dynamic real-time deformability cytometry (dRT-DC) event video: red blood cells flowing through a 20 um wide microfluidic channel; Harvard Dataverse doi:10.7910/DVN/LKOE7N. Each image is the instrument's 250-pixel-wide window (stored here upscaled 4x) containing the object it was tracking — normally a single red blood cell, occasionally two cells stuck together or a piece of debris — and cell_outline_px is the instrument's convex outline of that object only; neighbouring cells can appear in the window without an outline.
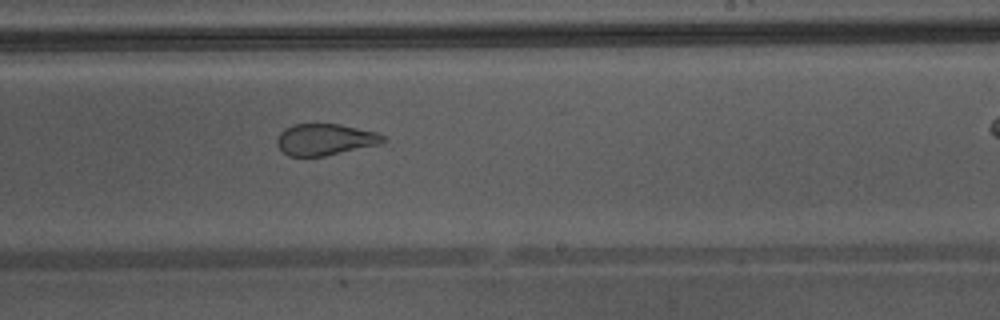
{"species": "Egyptian fruit bat (a non-hibernating species)", "species_latin": "Rousettus aegyptiacus", "temperature_condition": "warm", "stored_images_in_passage": 44, "camera_frame_rate_fps": 3000, "um_per_image_px": 0.085, "animal": {"sex": "male"}, "frame": {"image": 1, "passage_image": 32, "time_ms": 10.333, "image_size_px": [1000, 320], "cell_outline_px": [[388, 140], [380, 144], [324, 156], [288, 156], [276, 144], [276, 136], [284, 128], [292, 124], [340, 124], [376, 132], [384, 136]], "centroid_in_image_um": [27.61, 11.85], "position_along_channel_um": 261.4, "area_um2": 19.54}, "authors_computed_cell_mechanics": {"area_um2": 25.7499, "velocity_mm_per_s": 4.3913, "shape_relaxation_time_tau1_ms": null, "shape_relaxation_time_tau2_ms": 1.1692, "deformation_change_tau1": null, "deformation_change_tau2": 0.0906}}